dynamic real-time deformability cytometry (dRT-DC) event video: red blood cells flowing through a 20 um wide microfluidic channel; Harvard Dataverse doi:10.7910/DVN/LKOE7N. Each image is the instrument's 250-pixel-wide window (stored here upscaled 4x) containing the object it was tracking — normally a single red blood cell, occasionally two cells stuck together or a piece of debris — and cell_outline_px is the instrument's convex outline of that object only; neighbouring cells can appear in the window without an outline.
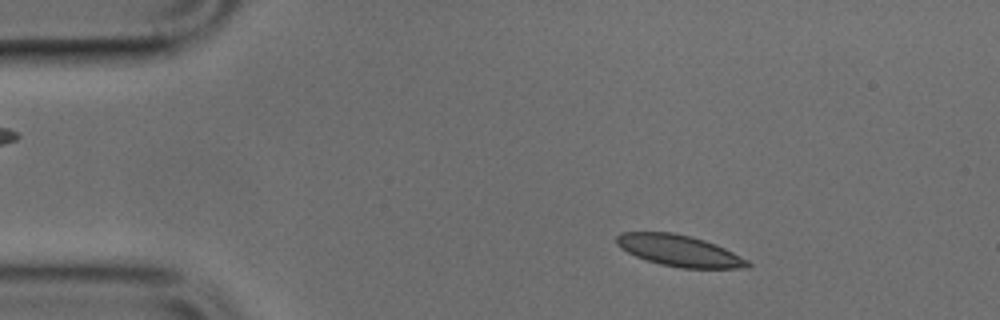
{"species": "common noctule bat (a hibernating species)", "species_latin": "Nyctalus noctula", "temperature_condition": "cold", "stored_images_in_passage": 41, "camera_frame_rate_fps": 3000, "um_per_image_px": 0.085, "animal": {"sex": "male", "body_mass_g": 17.9, "forearm_length_mm": 54.2}, "frame": {"image": 1, "passage_image": 4, "time_ms": 1.0, "image_size_px": [1000, 320], "cell_outline_px": [[752, 264], [748, 268], [680, 268], [660, 264], [636, 256], [620, 248], [616, 244], [616, 236], [620, 232], [672, 232], [704, 240], [716, 244], [748, 260]], "centroid_in_image_um": [57.73, 21.31], "position_along_channel_um": 27.3, "area_um2": 23.81}}
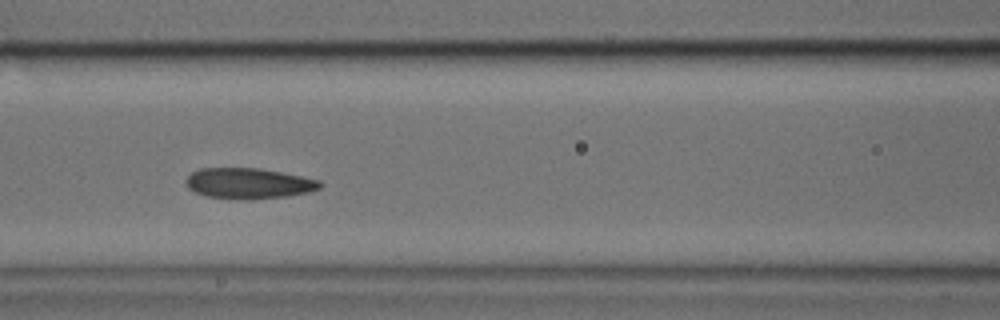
{"frame": {"image": 2, "passage_image": 17, "time_ms": 5.333, "image_size_px": [1000, 320], "cell_outline_px": [[324, 184], [320, 188], [308, 192], [288, 196], [248, 200], [244, 200], [208, 196], [196, 192], [188, 188], [188, 176], [192, 172], [200, 168], [260, 168], [320, 180]], "centroid_in_image_um": [21.18, 15.59], "position_along_channel_um": 145.4, "area_um2": 23.81}}
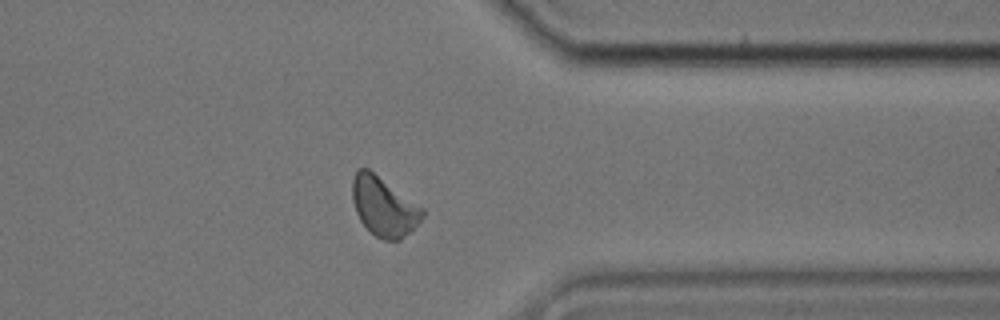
{"frame": {"image": 3, "passage_image": 35, "time_ms": 11.333, "image_size_px": [1000, 320], "cell_outline_px": [[424, 216], [400, 240], [384, 240], [376, 236], [360, 220], [356, 212], [352, 200], [352, 176], [356, 168], [368, 168], [424, 208]], "centroid_in_image_um": [32.59, 17.52], "position_along_channel_um": 378.8, "area_um2": 23.99}}